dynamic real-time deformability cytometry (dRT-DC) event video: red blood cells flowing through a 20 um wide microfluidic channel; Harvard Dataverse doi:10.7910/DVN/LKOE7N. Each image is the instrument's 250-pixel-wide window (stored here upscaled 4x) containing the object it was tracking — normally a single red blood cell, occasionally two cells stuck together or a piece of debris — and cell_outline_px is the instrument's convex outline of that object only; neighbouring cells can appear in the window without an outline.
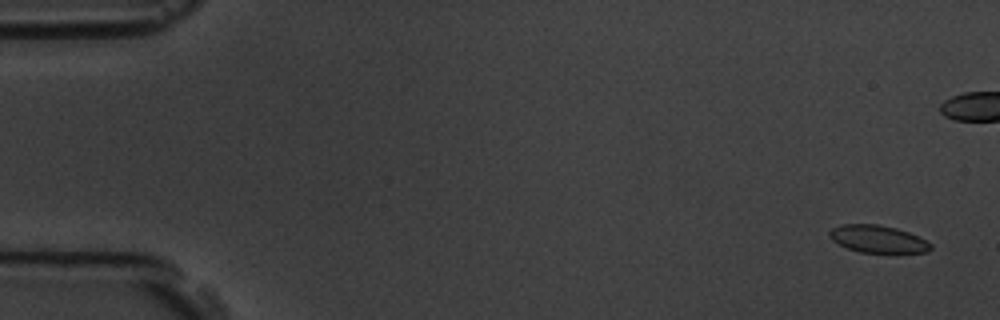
{"species": "common noctule bat (a hibernating species)", "species_latin": "Nyctalus noctula", "temperature_condition": "room temperature", "stored_images_in_passage": 7, "camera_frame_rate_fps": 3000, "um_per_image_px": 0.085, "animal": {"sex": "male", "body_mass_g": 19.5, "forearm_length_mm": 54.6}, "frame": {"image": 1, "passage_image": 1, "time_ms": 0.0, "image_size_px": [1000, 320], "cell_outline_px": [[932, 248], [928, 252], [860, 252], [848, 248], [832, 240], [828, 236], [828, 232], [832, 228], [840, 224], [876, 224], [896, 228], [908, 232], [932, 244]], "centroid_in_image_um": [74.58, 20.3], "position_along_channel_um": 10.4, "area_um2": 15.95}}
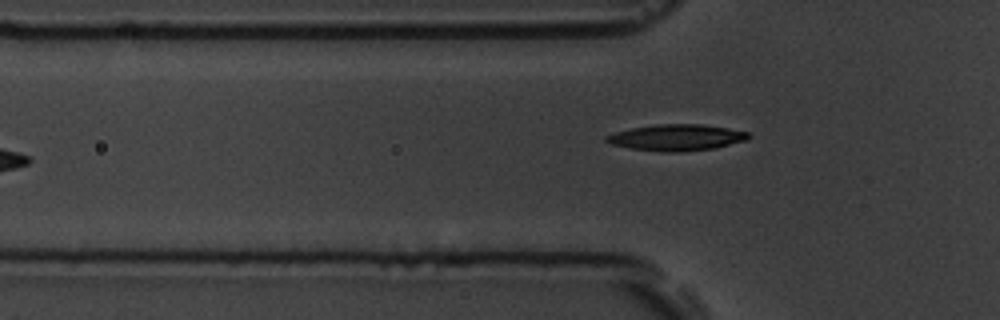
{"frame": {"image": 2, "passage_image": 7, "time_ms": 7.0, "image_size_px": [1000, 320], "cell_outline_px": [[752, 136], [744, 140], [716, 148], [680, 152], [664, 152], [632, 148], [612, 144], [604, 140], [604, 136], [616, 132], [632, 128], [656, 124], [700, 124], [728, 128], [748, 132]], "centroid_in_image_um": [57.51, 11.68], "position_along_channel_um": 68.3, "area_um2": 21.62}}